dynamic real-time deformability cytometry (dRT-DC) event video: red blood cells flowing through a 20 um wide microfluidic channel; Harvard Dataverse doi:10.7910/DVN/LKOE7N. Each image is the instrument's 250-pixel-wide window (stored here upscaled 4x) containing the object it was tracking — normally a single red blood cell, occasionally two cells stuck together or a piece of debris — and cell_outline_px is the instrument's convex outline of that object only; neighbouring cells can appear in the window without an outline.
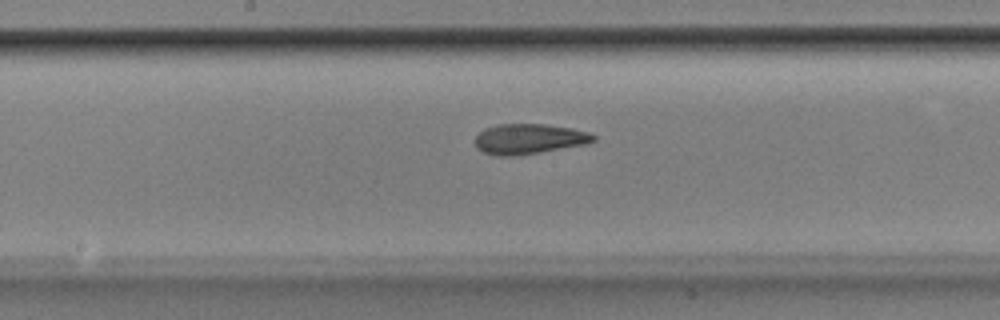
{"species": "Egyptian fruit bat (a non-hibernating species)", "species_latin": "Rousettus aegyptiacus", "temperature_condition": "room temperature", "stored_images_in_passage": 38, "camera_frame_rate_fps": 3000, "um_per_image_px": 0.085, "animal": {"sex": "male"}, "frame": {"image": 1, "passage_image": 13, "time_ms": 4.0, "image_size_px": [1000, 320], "cell_outline_px": [[596, 140], [588, 144], [520, 156], [496, 156], [484, 152], [476, 148], [476, 136], [484, 128], [500, 124], [544, 124], [572, 128], [588, 132], [596, 136]], "centroid_in_image_um": [44.99, 11.82], "position_along_channel_um": 203.2, "area_um2": 21.1}}
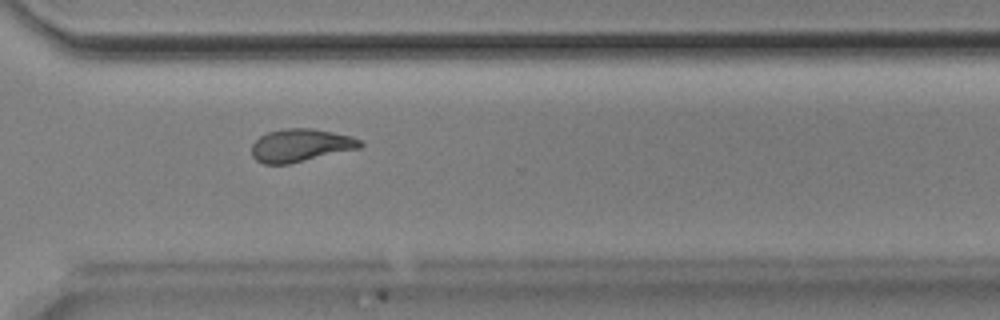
{"frame": {"image": 2, "passage_image": 24, "time_ms": 7.667, "image_size_px": [1000, 320], "cell_outline_px": [[364, 144], [360, 148], [288, 164], [264, 164], [256, 160], [252, 156], [252, 144], [260, 136], [268, 132], [284, 128], [312, 128], [352, 136], [360, 140]], "centroid_in_image_um": [25.55, 12.35], "position_along_channel_um": 345.1, "area_um2": 20.75}}
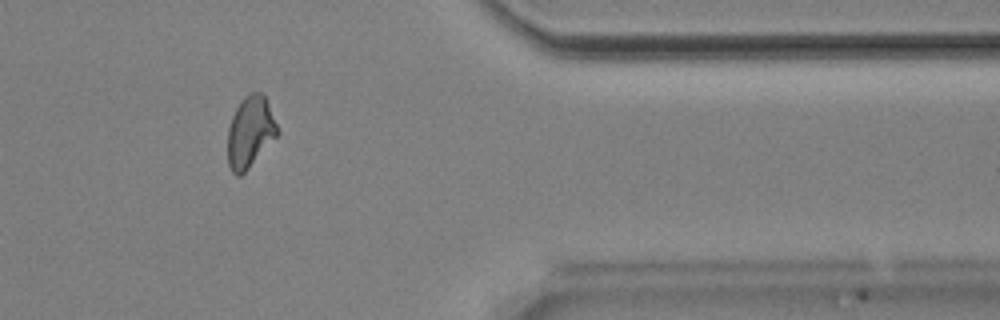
{"frame": {"image": 3, "passage_image": 29, "time_ms": 9.333, "image_size_px": [1000, 320], "cell_outline_px": [[280, 132], [248, 168], [240, 176], [236, 176], [232, 172], [228, 164], [228, 128], [232, 116], [240, 100], [248, 92], [260, 92], [264, 96], [268, 104]], "centroid_in_image_um": [21.24, 11.2], "position_along_channel_um": 390.2, "area_um2": 20.46}, "authors_computed_cell_mechanics": {"area_um2": 20.5768, "velocity_mm_per_s": 3.8728, "shape_relaxation_time_tau1_ms": 6.3345, "shape_relaxation_time_tau2_ms": 1.856, "deformation_change_tau1": 0.1865, "deformation_change_tau2": 0.0952}}